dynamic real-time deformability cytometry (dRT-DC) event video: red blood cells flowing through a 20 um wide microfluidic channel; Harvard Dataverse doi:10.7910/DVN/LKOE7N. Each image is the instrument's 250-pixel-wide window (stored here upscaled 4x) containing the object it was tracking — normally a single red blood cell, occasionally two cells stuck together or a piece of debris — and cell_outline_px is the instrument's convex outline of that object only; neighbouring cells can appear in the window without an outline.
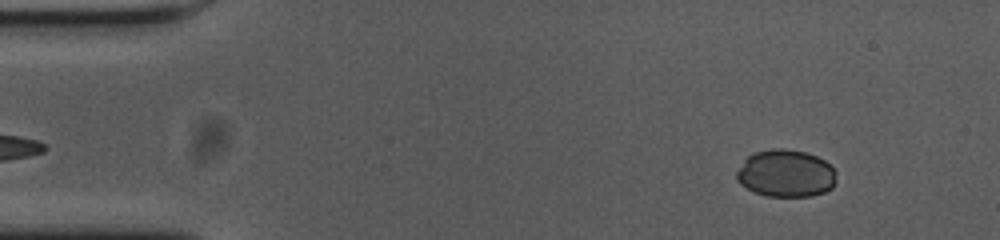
{"species": "common noctule bat (a hibernating species)", "species_latin": "Nyctalus noctula", "temperature_condition": "cold", "stored_images_in_passage": 54, "camera_frame_rate_fps": 3000, "um_per_image_px": 0.085, "animal": {"sex": "female", "body_mass_g": 23.0, "forearm_length_mm": 53.4}, "frame": {"image": 1, "passage_image": 5, "time_ms": 1.333, "image_size_px": [1000, 240], "cell_outline_px": [[836, 172], [832, 188], [824, 192], [812, 196], [764, 196], [740, 184], [736, 180], [736, 172], [744, 160], [752, 152], [772, 148], [784, 148], [804, 152], [816, 156], [824, 160]], "centroid_in_image_um": [66.76, 14.73], "position_along_channel_um": 18.2, "area_um2": 27.51}}
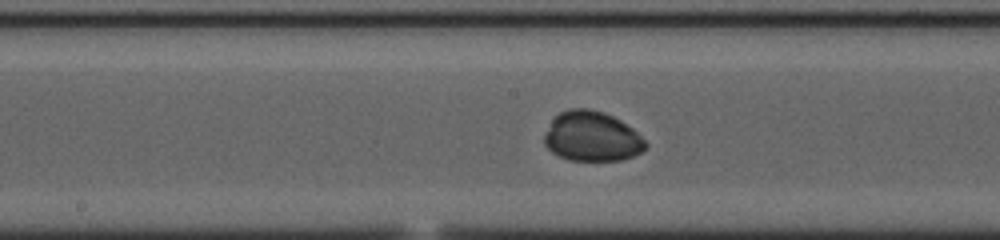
{"frame": {"image": 2, "passage_image": 27, "time_ms": 8.667, "image_size_px": [1000, 240], "cell_outline_px": [[648, 144], [640, 152], [632, 156], [620, 160], [568, 160], [556, 156], [544, 144], [544, 136], [552, 120], [560, 112], [568, 108], [588, 108], [604, 112], [620, 120], [632, 128]], "centroid_in_image_um": [50.28, 11.6], "position_along_channel_um": 197.9, "area_um2": 29.3}}
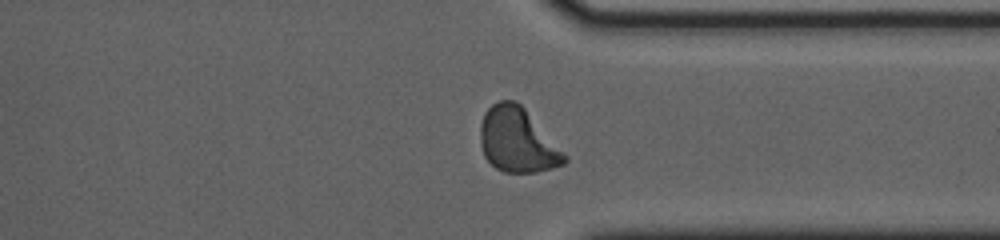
{"frame": {"image": 3, "passage_image": 41, "time_ms": 13.333, "image_size_px": [1000, 240], "cell_outline_px": [[568, 160], [564, 164], [552, 168], [536, 172], [504, 172], [496, 168], [484, 156], [480, 144], [480, 124], [484, 112], [492, 104], [500, 100], [516, 100], [524, 108], [568, 156]], "centroid_in_image_um": [43.97, 11.92], "position_along_channel_um": 367.4, "area_um2": 31.62}, "authors_computed_cell_mechanics": {"area_um2": 29.7381, "velocity_mm_per_s": 3.6634, "shape_relaxation_time_tau1_ms": 4.2806, "shape_relaxation_time_tau2_ms": 4.9286, "deformation_change_tau1": 0.1162, "deformation_change_tau2": 0.0691}}